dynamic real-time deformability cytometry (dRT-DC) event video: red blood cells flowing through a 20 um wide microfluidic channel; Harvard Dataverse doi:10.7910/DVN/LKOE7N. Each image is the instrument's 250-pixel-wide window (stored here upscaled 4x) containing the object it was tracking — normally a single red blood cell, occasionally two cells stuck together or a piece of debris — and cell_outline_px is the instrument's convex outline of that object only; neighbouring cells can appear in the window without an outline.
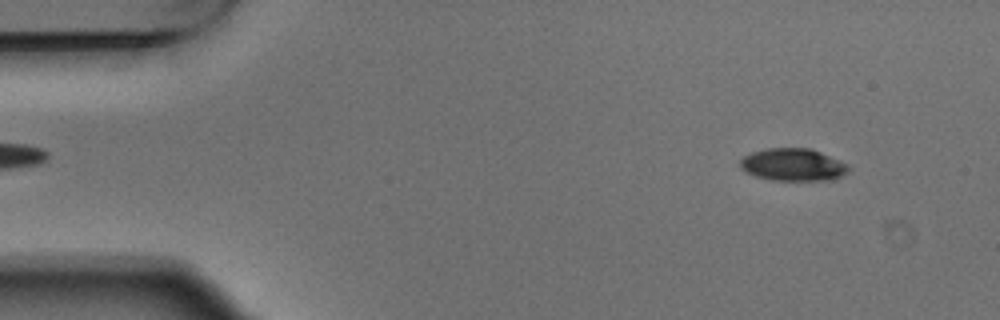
{"species": "Egyptian fruit bat (a non-hibernating species)", "species_latin": "Rousettus aegyptiacus", "temperature_condition": "warm", "stored_images_in_passage": 3, "camera_frame_rate_fps": 3000, "um_per_image_px": 0.085, "animal": {"sex": "male"}, "frame": {"image": 1, "passage_image": 1, "time_ms": 0.0, "image_size_px": [1000, 320], "cell_outline_px": [[848, 172], [832, 180], [772, 180], [756, 176], [740, 168], [740, 160], [744, 156], [752, 152], [764, 148], [812, 148], [840, 160], [848, 164]], "centroid_in_image_um": [67.41, 13.99], "position_along_channel_um": 17.6, "area_um2": 20.52}}